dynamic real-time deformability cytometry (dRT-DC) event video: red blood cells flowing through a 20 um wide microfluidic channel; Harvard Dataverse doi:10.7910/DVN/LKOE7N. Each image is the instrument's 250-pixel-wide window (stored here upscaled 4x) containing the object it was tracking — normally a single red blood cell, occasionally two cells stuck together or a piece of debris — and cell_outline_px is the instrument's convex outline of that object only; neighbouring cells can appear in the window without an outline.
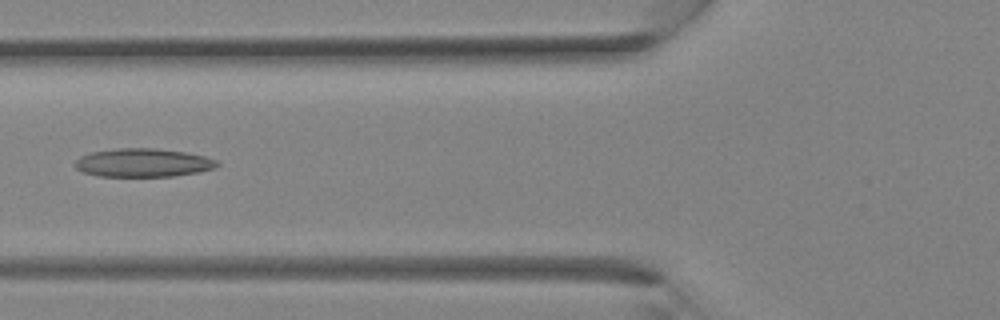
{"species": "Egyptian fruit bat (a non-hibernating species)", "species_latin": "Rousettus aegyptiacus", "temperature_condition": "room temperature", "stored_images_in_passage": 27, "camera_frame_rate_fps": 3000, "um_per_image_px": 0.085, "animal": {"sex": "female"}, "frame": {"image": 1, "passage_image": 7, "time_ms": 2.0, "image_size_px": [1000, 320], "cell_outline_px": [[220, 164], [216, 168], [200, 172], [172, 176], [100, 176], [84, 172], [76, 168], [76, 160], [80, 156], [92, 152], [116, 148], [152, 148], [184, 152], [204, 156], [216, 160]], "centroid_in_image_um": [12.19, 13.83], "position_along_channel_um": 113.6, "area_um2": 23.41}}
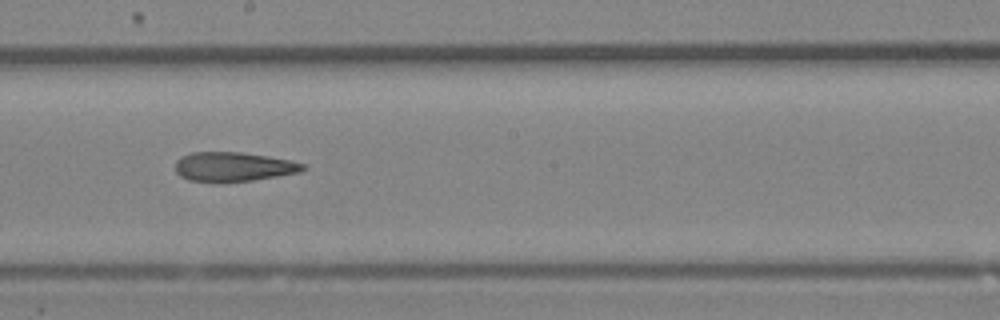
{"frame": {"image": 2, "passage_image": 13, "time_ms": 4.0, "image_size_px": [1000, 320], "cell_outline_px": [[308, 168], [300, 172], [252, 180], [220, 184], [188, 180], [180, 176], [176, 172], [176, 160], [180, 156], [192, 152], [240, 152], [268, 156], [292, 160], [304, 164]], "centroid_in_image_um": [19.82, 14.19], "position_along_channel_um": 228.4, "area_um2": 22.31}}
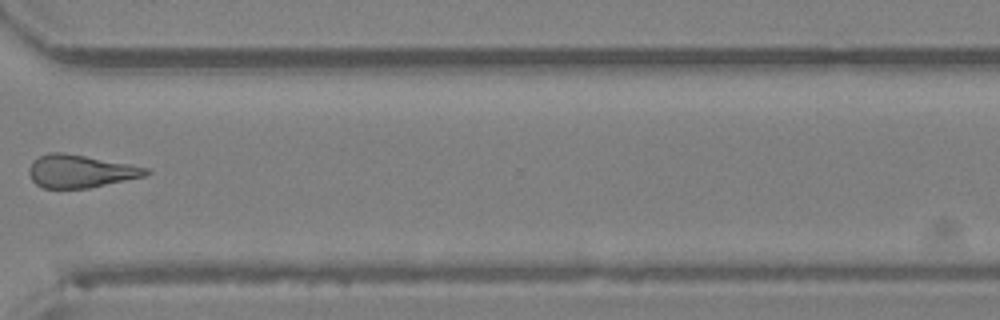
{"frame": {"image": 3, "passage_image": 20, "time_ms": 6.333, "image_size_px": [1000, 320], "cell_outline_px": [[152, 172], [144, 176], [88, 188], [44, 188], [36, 184], [32, 180], [28, 172], [28, 168], [40, 156], [48, 152], [64, 152], [128, 164], [148, 168]], "centroid_in_image_um": [6.82, 14.55], "position_along_channel_um": 363.8, "area_um2": 22.08}}